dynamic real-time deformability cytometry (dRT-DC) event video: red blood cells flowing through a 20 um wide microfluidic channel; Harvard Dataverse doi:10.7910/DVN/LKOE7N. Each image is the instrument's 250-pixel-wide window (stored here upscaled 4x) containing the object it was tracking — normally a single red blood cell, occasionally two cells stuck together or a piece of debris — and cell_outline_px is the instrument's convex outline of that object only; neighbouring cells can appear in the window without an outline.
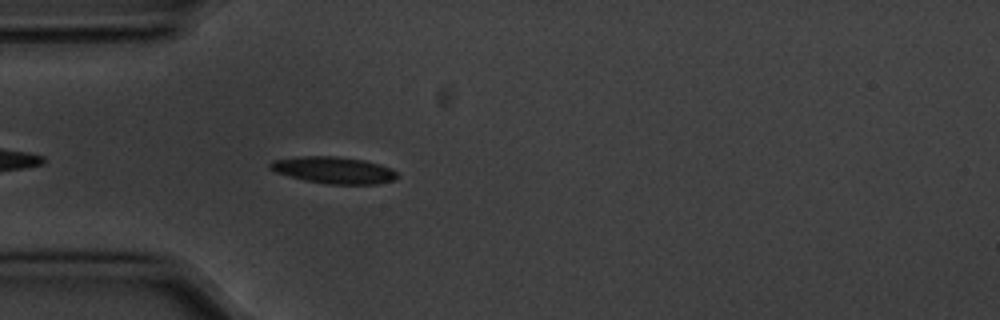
{"species": "common noctule bat (a hibernating species)", "species_latin": "Nyctalus noctula", "temperature_condition": "cold", "stored_images_in_passage": 21, "camera_frame_rate_fps": 3000, "um_per_image_px": 0.085, "animal": {"sex": "male", "body_mass_g": 20.1, "forearm_length_mm": 53.5}, "frame": {"image": 1, "passage_image": 4, "time_ms": 1.0, "image_size_px": [1000, 320], "cell_outline_px": [[400, 176], [392, 180], [376, 184], [328, 184], [304, 180], [288, 176], [276, 172], [268, 168], [268, 164], [272, 160], [300, 156], [336, 156], [364, 160], [380, 164], [396, 172]], "centroid_in_image_um": [28.32, 14.45], "position_along_channel_um": 56.7, "area_um2": 19.83}}
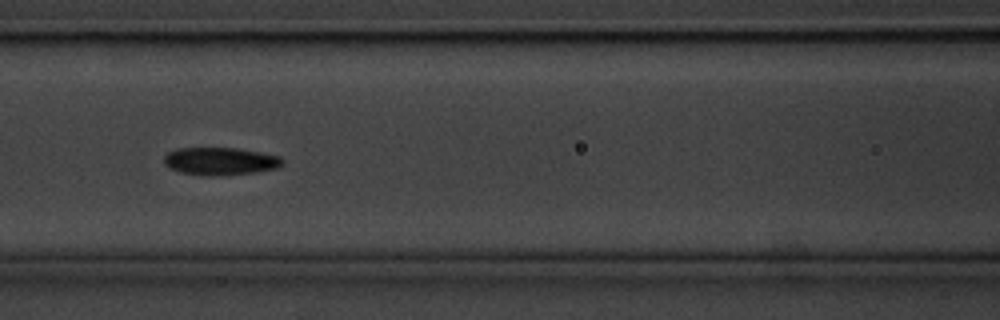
{"frame": {"image": 2, "passage_image": 12, "time_ms": 3.667, "image_size_px": [1000, 320], "cell_outline_px": [[284, 164], [276, 168], [256, 172], [220, 176], [200, 176], [180, 172], [168, 168], [164, 164], [164, 156], [168, 152], [176, 148], [236, 148], [260, 152], [280, 156], [284, 160]], "centroid_in_image_um": [18.7, 13.71], "position_along_channel_um": 147.9, "area_um2": 19.42}}
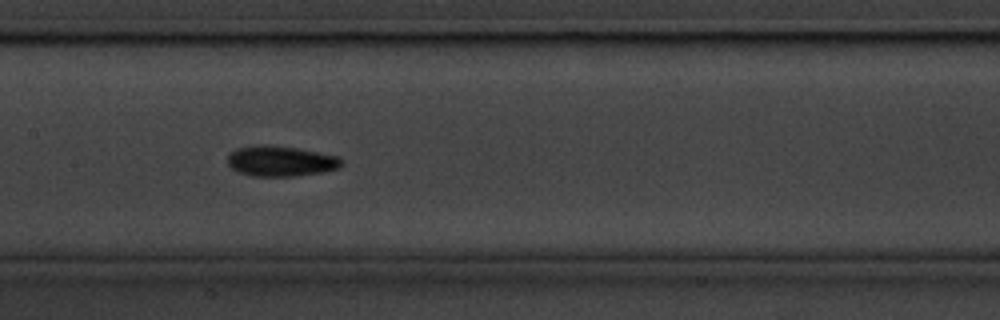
{"frame": {"image": 3, "passage_image": 15, "time_ms": 4.667, "image_size_px": [1000, 320], "cell_outline_px": [[344, 164], [340, 168], [324, 172], [296, 176], [252, 176], [240, 172], [232, 168], [228, 164], [228, 156], [236, 148], [260, 144], [264, 144], [296, 148], [340, 156]], "centroid_in_image_um": [23.91, 13.69], "position_along_channel_um": 183.5, "area_um2": 20.35}}